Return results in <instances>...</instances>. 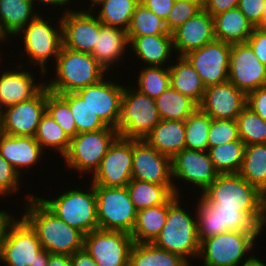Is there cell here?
<instances>
[{"label": "cell", "instance_id": "25", "mask_svg": "<svg viewBox=\"0 0 266 266\" xmlns=\"http://www.w3.org/2000/svg\"><path fill=\"white\" fill-rule=\"evenodd\" d=\"M90 54L109 73H119V71H117L119 67L122 65L128 67L125 63L127 59H129L127 31L118 27L102 25L100 33L97 34L96 44Z\"/></svg>", "mask_w": 266, "mask_h": 266}, {"label": "cell", "instance_id": "39", "mask_svg": "<svg viewBox=\"0 0 266 266\" xmlns=\"http://www.w3.org/2000/svg\"><path fill=\"white\" fill-rule=\"evenodd\" d=\"M245 144L241 139L208 148L207 152L218 174L239 173Z\"/></svg>", "mask_w": 266, "mask_h": 266}, {"label": "cell", "instance_id": "42", "mask_svg": "<svg viewBox=\"0 0 266 266\" xmlns=\"http://www.w3.org/2000/svg\"><path fill=\"white\" fill-rule=\"evenodd\" d=\"M171 34L167 31L165 22L151 10L139 3L132 15L127 30V36H145Z\"/></svg>", "mask_w": 266, "mask_h": 266}, {"label": "cell", "instance_id": "32", "mask_svg": "<svg viewBox=\"0 0 266 266\" xmlns=\"http://www.w3.org/2000/svg\"><path fill=\"white\" fill-rule=\"evenodd\" d=\"M168 213V201L137 211L134 229L131 232L134 243H152L165 226Z\"/></svg>", "mask_w": 266, "mask_h": 266}, {"label": "cell", "instance_id": "54", "mask_svg": "<svg viewBox=\"0 0 266 266\" xmlns=\"http://www.w3.org/2000/svg\"><path fill=\"white\" fill-rule=\"evenodd\" d=\"M140 3L165 21L173 8L174 0H140Z\"/></svg>", "mask_w": 266, "mask_h": 266}, {"label": "cell", "instance_id": "50", "mask_svg": "<svg viewBox=\"0 0 266 266\" xmlns=\"http://www.w3.org/2000/svg\"><path fill=\"white\" fill-rule=\"evenodd\" d=\"M265 0H239L238 8L254 27L263 26V7Z\"/></svg>", "mask_w": 266, "mask_h": 266}, {"label": "cell", "instance_id": "66", "mask_svg": "<svg viewBox=\"0 0 266 266\" xmlns=\"http://www.w3.org/2000/svg\"><path fill=\"white\" fill-rule=\"evenodd\" d=\"M262 27L266 30V22L264 23V25Z\"/></svg>", "mask_w": 266, "mask_h": 266}, {"label": "cell", "instance_id": "40", "mask_svg": "<svg viewBox=\"0 0 266 266\" xmlns=\"http://www.w3.org/2000/svg\"><path fill=\"white\" fill-rule=\"evenodd\" d=\"M58 95L69 105L77 128V134L107 127L77 92Z\"/></svg>", "mask_w": 266, "mask_h": 266}, {"label": "cell", "instance_id": "11", "mask_svg": "<svg viewBox=\"0 0 266 266\" xmlns=\"http://www.w3.org/2000/svg\"><path fill=\"white\" fill-rule=\"evenodd\" d=\"M171 166L174 194L186 195L187 198L190 196V194L187 195L189 190L190 193L194 191L195 195H200L218 175L207 151L184 148L171 158Z\"/></svg>", "mask_w": 266, "mask_h": 266}, {"label": "cell", "instance_id": "59", "mask_svg": "<svg viewBox=\"0 0 266 266\" xmlns=\"http://www.w3.org/2000/svg\"><path fill=\"white\" fill-rule=\"evenodd\" d=\"M264 261H266V259L259 258L258 255L256 256L254 254L250 259L241 263L239 266H266Z\"/></svg>", "mask_w": 266, "mask_h": 266}, {"label": "cell", "instance_id": "61", "mask_svg": "<svg viewBox=\"0 0 266 266\" xmlns=\"http://www.w3.org/2000/svg\"><path fill=\"white\" fill-rule=\"evenodd\" d=\"M4 126V108L0 105V134L3 133Z\"/></svg>", "mask_w": 266, "mask_h": 266}, {"label": "cell", "instance_id": "1", "mask_svg": "<svg viewBox=\"0 0 266 266\" xmlns=\"http://www.w3.org/2000/svg\"><path fill=\"white\" fill-rule=\"evenodd\" d=\"M46 14L39 13L12 37L13 41L18 43L17 46L22 44L21 48L18 47L20 50L16 51L14 48V52L18 53L15 58L16 60L19 58L17 63L41 70L44 74L51 69V65H54L63 45L61 15L57 16L56 12L52 13L53 15ZM22 58L23 61L25 58L24 62Z\"/></svg>", "mask_w": 266, "mask_h": 266}, {"label": "cell", "instance_id": "27", "mask_svg": "<svg viewBox=\"0 0 266 266\" xmlns=\"http://www.w3.org/2000/svg\"><path fill=\"white\" fill-rule=\"evenodd\" d=\"M144 140L160 154L173 158L185 148V121L162 119Z\"/></svg>", "mask_w": 266, "mask_h": 266}, {"label": "cell", "instance_id": "34", "mask_svg": "<svg viewBox=\"0 0 266 266\" xmlns=\"http://www.w3.org/2000/svg\"><path fill=\"white\" fill-rule=\"evenodd\" d=\"M126 187L137 210L165 204L174 195L173 185H158L132 179Z\"/></svg>", "mask_w": 266, "mask_h": 266}, {"label": "cell", "instance_id": "20", "mask_svg": "<svg viewBox=\"0 0 266 266\" xmlns=\"http://www.w3.org/2000/svg\"><path fill=\"white\" fill-rule=\"evenodd\" d=\"M48 154L49 152L42 149L35 137L0 134V155L14 167L23 179H26L24 175L27 172L28 176L32 175L34 166L36 168L39 164L43 165V167H37L40 172L44 168V160L46 162L50 160Z\"/></svg>", "mask_w": 266, "mask_h": 266}, {"label": "cell", "instance_id": "12", "mask_svg": "<svg viewBox=\"0 0 266 266\" xmlns=\"http://www.w3.org/2000/svg\"><path fill=\"white\" fill-rule=\"evenodd\" d=\"M99 229L130 233L134 229L137 209L127 187L94 186Z\"/></svg>", "mask_w": 266, "mask_h": 266}, {"label": "cell", "instance_id": "16", "mask_svg": "<svg viewBox=\"0 0 266 266\" xmlns=\"http://www.w3.org/2000/svg\"><path fill=\"white\" fill-rule=\"evenodd\" d=\"M132 161L133 140L118 137L88 179L94 186L126 187L132 180Z\"/></svg>", "mask_w": 266, "mask_h": 266}, {"label": "cell", "instance_id": "37", "mask_svg": "<svg viewBox=\"0 0 266 266\" xmlns=\"http://www.w3.org/2000/svg\"><path fill=\"white\" fill-rule=\"evenodd\" d=\"M155 104L161 119L164 120L185 121L199 108L194 100L171 86L155 99Z\"/></svg>", "mask_w": 266, "mask_h": 266}, {"label": "cell", "instance_id": "3", "mask_svg": "<svg viewBox=\"0 0 266 266\" xmlns=\"http://www.w3.org/2000/svg\"><path fill=\"white\" fill-rule=\"evenodd\" d=\"M217 210L244 213L257 227H266V195L236 174H218L200 194Z\"/></svg>", "mask_w": 266, "mask_h": 266}, {"label": "cell", "instance_id": "23", "mask_svg": "<svg viewBox=\"0 0 266 266\" xmlns=\"http://www.w3.org/2000/svg\"><path fill=\"white\" fill-rule=\"evenodd\" d=\"M246 104L247 95L228 80L206 87L199 109L211 119L236 120Z\"/></svg>", "mask_w": 266, "mask_h": 266}, {"label": "cell", "instance_id": "17", "mask_svg": "<svg viewBox=\"0 0 266 266\" xmlns=\"http://www.w3.org/2000/svg\"><path fill=\"white\" fill-rule=\"evenodd\" d=\"M6 65L10 68L3 66L0 71V105L3 108L31 99L45 86V74L41 70L15 62Z\"/></svg>", "mask_w": 266, "mask_h": 266}, {"label": "cell", "instance_id": "31", "mask_svg": "<svg viewBox=\"0 0 266 266\" xmlns=\"http://www.w3.org/2000/svg\"><path fill=\"white\" fill-rule=\"evenodd\" d=\"M140 0H94L87 7L103 25L128 30Z\"/></svg>", "mask_w": 266, "mask_h": 266}, {"label": "cell", "instance_id": "9", "mask_svg": "<svg viewBox=\"0 0 266 266\" xmlns=\"http://www.w3.org/2000/svg\"><path fill=\"white\" fill-rule=\"evenodd\" d=\"M125 81L127 80H124L117 131L121 138L142 140L162 119L155 99L146 96L134 88L130 82L125 83Z\"/></svg>", "mask_w": 266, "mask_h": 266}, {"label": "cell", "instance_id": "51", "mask_svg": "<svg viewBox=\"0 0 266 266\" xmlns=\"http://www.w3.org/2000/svg\"><path fill=\"white\" fill-rule=\"evenodd\" d=\"M258 60L266 66V30L261 27H255L253 33L247 40Z\"/></svg>", "mask_w": 266, "mask_h": 266}, {"label": "cell", "instance_id": "5", "mask_svg": "<svg viewBox=\"0 0 266 266\" xmlns=\"http://www.w3.org/2000/svg\"><path fill=\"white\" fill-rule=\"evenodd\" d=\"M87 181L84 183L81 182L80 179L78 180V182H80L79 185H82L81 188L78 184L76 186L70 184L67 186L69 188H60L61 190L55 189L56 191L59 190L57 192L60 193L57 194L56 192V194H53V197L52 192L51 195L47 193V195L42 194L40 196L39 192L37 193L36 190H34L38 199L53 214L67 225L81 231L84 235L93 230L99 229L97 219V199L94 185L89 180Z\"/></svg>", "mask_w": 266, "mask_h": 266}, {"label": "cell", "instance_id": "43", "mask_svg": "<svg viewBox=\"0 0 266 266\" xmlns=\"http://www.w3.org/2000/svg\"><path fill=\"white\" fill-rule=\"evenodd\" d=\"M239 137L246 145L266 143V121L246 106L236 119Z\"/></svg>", "mask_w": 266, "mask_h": 266}, {"label": "cell", "instance_id": "62", "mask_svg": "<svg viewBox=\"0 0 266 266\" xmlns=\"http://www.w3.org/2000/svg\"><path fill=\"white\" fill-rule=\"evenodd\" d=\"M47 265H48V261H37L31 266H47Z\"/></svg>", "mask_w": 266, "mask_h": 266}, {"label": "cell", "instance_id": "10", "mask_svg": "<svg viewBox=\"0 0 266 266\" xmlns=\"http://www.w3.org/2000/svg\"><path fill=\"white\" fill-rule=\"evenodd\" d=\"M16 213L0 246V263L3 266H31L37 261H49V253L42 248L36 231L20 214L18 216V211Z\"/></svg>", "mask_w": 266, "mask_h": 266}, {"label": "cell", "instance_id": "8", "mask_svg": "<svg viewBox=\"0 0 266 266\" xmlns=\"http://www.w3.org/2000/svg\"><path fill=\"white\" fill-rule=\"evenodd\" d=\"M118 137L117 129L108 126L101 130L78 133L71 138L69 150L62 157L64 162L59 161V164H65L62 167H65L66 172H77L80 180L90 178Z\"/></svg>", "mask_w": 266, "mask_h": 266}, {"label": "cell", "instance_id": "44", "mask_svg": "<svg viewBox=\"0 0 266 266\" xmlns=\"http://www.w3.org/2000/svg\"><path fill=\"white\" fill-rule=\"evenodd\" d=\"M195 203L199 242L221 234L220 212H217L216 207L206 202L200 195H195Z\"/></svg>", "mask_w": 266, "mask_h": 266}, {"label": "cell", "instance_id": "64", "mask_svg": "<svg viewBox=\"0 0 266 266\" xmlns=\"http://www.w3.org/2000/svg\"><path fill=\"white\" fill-rule=\"evenodd\" d=\"M80 1H83L85 4L87 3V5L90 3H92L94 0H87L88 2H86L85 0H80Z\"/></svg>", "mask_w": 266, "mask_h": 266}, {"label": "cell", "instance_id": "49", "mask_svg": "<svg viewBox=\"0 0 266 266\" xmlns=\"http://www.w3.org/2000/svg\"><path fill=\"white\" fill-rule=\"evenodd\" d=\"M220 212L221 233L236 231H264L266 227H257L244 213L236 210H217Z\"/></svg>", "mask_w": 266, "mask_h": 266}, {"label": "cell", "instance_id": "29", "mask_svg": "<svg viewBox=\"0 0 266 266\" xmlns=\"http://www.w3.org/2000/svg\"><path fill=\"white\" fill-rule=\"evenodd\" d=\"M169 74L172 88L188 96L198 105L201 103L206 87L197 71L185 57L177 56L173 60L169 65Z\"/></svg>", "mask_w": 266, "mask_h": 266}, {"label": "cell", "instance_id": "21", "mask_svg": "<svg viewBox=\"0 0 266 266\" xmlns=\"http://www.w3.org/2000/svg\"><path fill=\"white\" fill-rule=\"evenodd\" d=\"M132 179L173 185L171 158L160 154L144 139L133 140Z\"/></svg>", "mask_w": 266, "mask_h": 266}, {"label": "cell", "instance_id": "53", "mask_svg": "<svg viewBox=\"0 0 266 266\" xmlns=\"http://www.w3.org/2000/svg\"><path fill=\"white\" fill-rule=\"evenodd\" d=\"M239 0H203V9L212 17L229 9L238 7Z\"/></svg>", "mask_w": 266, "mask_h": 266}, {"label": "cell", "instance_id": "46", "mask_svg": "<svg viewBox=\"0 0 266 266\" xmlns=\"http://www.w3.org/2000/svg\"><path fill=\"white\" fill-rule=\"evenodd\" d=\"M20 174L14 169V167L8 163L4 157L0 155V199L8 201V197H15L16 194H21L23 188L22 185L25 181ZM22 188V189H21ZM19 192V193H18ZM13 195V196H12ZM15 195V196H14ZM6 197V199L4 198Z\"/></svg>", "mask_w": 266, "mask_h": 266}, {"label": "cell", "instance_id": "55", "mask_svg": "<svg viewBox=\"0 0 266 266\" xmlns=\"http://www.w3.org/2000/svg\"><path fill=\"white\" fill-rule=\"evenodd\" d=\"M32 1H33L35 8L40 13H52V10H53V12H55V10H56L57 13H58V11L60 12L58 14L62 15L63 13H65L66 11H68L72 7L71 6L72 4H70L67 0H32ZM41 7H42V9H41ZM46 7H48V8H46ZM45 8L47 10H44ZM50 8H51V11L49 12Z\"/></svg>", "mask_w": 266, "mask_h": 266}, {"label": "cell", "instance_id": "14", "mask_svg": "<svg viewBox=\"0 0 266 266\" xmlns=\"http://www.w3.org/2000/svg\"><path fill=\"white\" fill-rule=\"evenodd\" d=\"M133 244L130 233L97 229L84 235L83 249L98 266H128Z\"/></svg>", "mask_w": 266, "mask_h": 266}, {"label": "cell", "instance_id": "24", "mask_svg": "<svg viewBox=\"0 0 266 266\" xmlns=\"http://www.w3.org/2000/svg\"><path fill=\"white\" fill-rule=\"evenodd\" d=\"M128 40L129 60L132 62L128 68L138 63L139 66L169 67L177 57L174 51L172 34L128 36Z\"/></svg>", "mask_w": 266, "mask_h": 266}, {"label": "cell", "instance_id": "19", "mask_svg": "<svg viewBox=\"0 0 266 266\" xmlns=\"http://www.w3.org/2000/svg\"><path fill=\"white\" fill-rule=\"evenodd\" d=\"M228 80L246 95L266 86V66L247 42L231 44Z\"/></svg>", "mask_w": 266, "mask_h": 266}, {"label": "cell", "instance_id": "36", "mask_svg": "<svg viewBox=\"0 0 266 266\" xmlns=\"http://www.w3.org/2000/svg\"><path fill=\"white\" fill-rule=\"evenodd\" d=\"M238 174L266 195V143L245 146Z\"/></svg>", "mask_w": 266, "mask_h": 266}, {"label": "cell", "instance_id": "57", "mask_svg": "<svg viewBox=\"0 0 266 266\" xmlns=\"http://www.w3.org/2000/svg\"><path fill=\"white\" fill-rule=\"evenodd\" d=\"M1 206H5V204L4 205L0 204V246H1L2 240L4 238L7 226L14 219V217L17 215L15 213V210L16 211L18 210V208H17V209H14L13 212H10L9 207H7L8 210H6L4 207L2 208Z\"/></svg>", "mask_w": 266, "mask_h": 266}, {"label": "cell", "instance_id": "63", "mask_svg": "<svg viewBox=\"0 0 266 266\" xmlns=\"http://www.w3.org/2000/svg\"><path fill=\"white\" fill-rule=\"evenodd\" d=\"M266 22V0L264 2V7H263V25Z\"/></svg>", "mask_w": 266, "mask_h": 266}, {"label": "cell", "instance_id": "47", "mask_svg": "<svg viewBox=\"0 0 266 266\" xmlns=\"http://www.w3.org/2000/svg\"><path fill=\"white\" fill-rule=\"evenodd\" d=\"M203 0H182L174 2L173 8L164 21L166 29L172 33L188 19L203 9Z\"/></svg>", "mask_w": 266, "mask_h": 266}, {"label": "cell", "instance_id": "26", "mask_svg": "<svg viewBox=\"0 0 266 266\" xmlns=\"http://www.w3.org/2000/svg\"><path fill=\"white\" fill-rule=\"evenodd\" d=\"M171 34L176 56L184 57L215 40L214 18L202 9Z\"/></svg>", "mask_w": 266, "mask_h": 266}, {"label": "cell", "instance_id": "65", "mask_svg": "<svg viewBox=\"0 0 266 266\" xmlns=\"http://www.w3.org/2000/svg\"><path fill=\"white\" fill-rule=\"evenodd\" d=\"M70 4L72 3V6H74L75 5V0H67ZM72 1H74V2H72ZM77 2H78V0H77Z\"/></svg>", "mask_w": 266, "mask_h": 266}, {"label": "cell", "instance_id": "60", "mask_svg": "<svg viewBox=\"0 0 266 266\" xmlns=\"http://www.w3.org/2000/svg\"><path fill=\"white\" fill-rule=\"evenodd\" d=\"M11 41V42H10ZM8 42V43H7ZM3 43H4V45H9V44H14V42H13V39H12V37H10V36H7V35H1L0 34V47L2 48V46H3ZM7 43V44H6ZM3 51V52H2ZM1 51V49H0V62L2 61V63L5 61L4 59L5 58H7V56L6 57H4L3 55V53H4V50H2ZM4 58V59H3ZM1 59H3V60H1ZM2 63H0V66L2 67Z\"/></svg>", "mask_w": 266, "mask_h": 266}, {"label": "cell", "instance_id": "58", "mask_svg": "<svg viewBox=\"0 0 266 266\" xmlns=\"http://www.w3.org/2000/svg\"><path fill=\"white\" fill-rule=\"evenodd\" d=\"M47 266H71L70 256L49 254V261Z\"/></svg>", "mask_w": 266, "mask_h": 266}, {"label": "cell", "instance_id": "56", "mask_svg": "<svg viewBox=\"0 0 266 266\" xmlns=\"http://www.w3.org/2000/svg\"><path fill=\"white\" fill-rule=\"evenodd\" d=\"M71 266H98L93 258L84 250L81 249L70 255Z\"/></svg>", "mask_w": 266, "mask_h": 266}, {"label": "cell", "instance_id": "15", "mask_svg": "<svg viewBox=\"0 0 266 266\" xmlns=\"http://www.w3.org/2000/svg\"><path fill=\"white\" fill-rule=\"evenodd\" d=\"M61 22L64 47L77 52L93 51L103 24L87 5L81 2L77 7H71L61 15Z\"/></svg>", "mask_w": 266, "mask_h": 266}, {"label": "cell", "instance_id": "48", "mask_svg": "<svg viewBox=\"0 0 266 266\" xmlns=\"http://www.w3.org/2000/svg\"><path fill=\"white\" fill-rule=\"evenodd\" d=\"M239 139L236 120L211 119L208 133V148Z\"/></svg>", "mask_w": 266, "mask_h": 266}, {"label": "cell", "instance_id": "22", "mask_svg": "<svg viewBox=\"0 0 266 266\" xmlns=\"http://www.w3.org/2000/svg\"><path fill=\"white\" fill-rule=\"evenodd\" d=\"M46 112V86L34 97L4 108L3 133L34 137Z\"/></svg>", "mask_w": 266, "mask_h": 266}, {"label": "cell", "instance_id": "38", "mask_svg": "<svg viewBox=\"0 0 266 266\" xmlns=\"http://www.w3.org/2000/svg\"><path fill=\"white\" fill-rule=\"evenodd\" d=\"M34 137L45 152L49 151L51 155L54 152L55 156L60 154L59 159H62L70 147L71 139L47 112L42 115Z\"/></svg>", "mask_w": 266, "mask_h": 266}, {"label": "cell", "instance_id": "33", "mask_svg": "<svg viewBox=\"0 0 266 266\" xmlns=\"http://www.w3.org/2000/svg\"><path fill=\"white\" fill-rule=\"evenodd\" d=\"M140 67V68H139ZM137 71L128 72L129 74L124 75V79L131 83V85L136 88L141 93L149 96L152 99L159 97L166 89H168L170 84V74L169 67L161 66H139ZM136 72L133 76L135 78L129 79L130 73ZM128 76V77H125ZM136 83V84H135Z\"/></svg>", "mask_w": 266, "mask_h": 266}, {"label": "cell", "instance_id": "35", "mask_svg": "<svg viewBox=\"0 0 266 266\" xmlns=\"http://www.w3.org/2000/svg\"><path fill=\"white\" fill-rule=\"evenodd\" d=\"M128 266H191L180 255L160 249L152 243H134Z\"/></svg>", "mask_w": 266, "mask_h": 266}, {"label": "cell", "instance_id": "52", "mask_svg": "<svg viewBox=\"0 0 266 266\" xmlns=\"http://www.w3.org/2000/svg\"><path fill=\"white\" fill-rule=\"evenodd\" d=\"M246 106L266 121V86L260 87L247 94Z\"/></svg>", "mask_w": 266, "mask_h": 266}, {"label": "cell", "instance_id": "18", "mask_svg": "<svg viewBox=\"0 0 266 266\" xmlns=\"http://www.w3.org/2000/svg\"><path fill=\"white\" fill-rule=\"evenodd\" d=\"M231 44L214 40L184 57L197 71L205 87L220 84L229 79Z\"/></svg>", "mask_w": 266, "mask_h": 266}, {"label": "cell", "instance_id": "7", "mask_svg": "<svg viewBox=\"0 0 266 266\" xmlns=\"http://www.w3.org/2000/svg\"><path fill=\"white\" fill-rule=\"evenodd\" d=\"M263 231L230 230L200 242L197 260L201 266H239L257 255ZM256 250V251H254ZM253 253V254H252Z\"/></svg>", "mask_w": 266, "mask_h": 266}, {"label": "cell", "instance_id": "6", "mask_svg": "<svg viewBox=\"0 0 266 266\" xmlns=\"http://www.w3.org/2000/svg\"><path fill=\"white\" fill-rule=\"evenodd\" d=\"M51 68L53 71L45 74V86L55 94L77 92L109 73L90 53L73 51L63 45Z\"/></svg>", "mask_w": 266, "mask_h": 266}, {"label": "cell", "instance_id": "45", "mask_svg": "<svg viewBox=\"0 0 266 266\" xmlns=\"http://www.w3.org/2000/svg\"><path fill=\"white\" fill-rule=\"evenodd\" d=\"M46 112L62 127L71 139L77 134V128L69 105L58 95L46 88Z\"/></svg>", "mask_w": 266, "mask_h": 266}, {"label": "cell", "instance_id": "30", "mask_svg": "<svg viewBox=\"0 0 266 266\" xmlns=\"http://www.w3.org/2000/svg\"><path fill=\"white\" fill-rule=\"evenodd\" d=\"M39 13L32 0H0V34L13 37Z\"/></svg>", "mask_w": 266, "mask_h": 266}, {"label": "cell", "instance_id": "13", "mask_svg": "<svg viewBox=\"0 0 266 266\" xmlns=\"http://www.w3.org/2000/svg\"><path fill=\"white\" fill-rule=\"evenodd\" d=\"M117 74L110 72L101 81L77 91L101 121L114 129H117L120 120L124 91V81Z\"/></svg>", "mask_w": 266, "mask_h": 266}, {"label": "cell", "instance_id": "2", "mask_svg": "<svg viewBox=\"0 0 266 266\" xmlns=\"http://www.w3.org/2000/svg\"><path fill=\"white\" fill-rule=\"evenodd\" d=\"M24 191V200L20 214L36 231L42 248L49 254L72 255L83 249L84 234L78 229L67 225L53 214L34 194ZM26 197V198H25Z\"/></svg>", "mask_w": 266, "mask_h": 266}, {"label": "cell", "instance_id": "41", "mask_svg": "<svg viewBox=\"0 0 266 266\" xmlns=\"http://www.w3.org/2000/svg\"><path fill=\"white\" fill-rule=\"evenodd\" d=\"M211 117L199 108L185 120V148L208 150V133Z\"/></svg>", "mask_w": 266, "mask_h": 266}, {"label": "cell", "instance_id": "28", "mask_svg": "<svg viewBox=\"0 0 266 266\" xmlns=\"http://www.w3.org/2000/svg\"><path fill=\"white\" fill-rule=\"evenodd\" d=\"M215 40L229 44L245 43L253 33V24L236 7L214 17Z\"/></svg>", "mask_w": 266, "mask_h": 266}, {"label": "cell", "instance_id": "4", "mask_svg": "<svg viewBox=\"0 0 266 266\" xmlns=\"http://www.w3.org/2000/svg\"><path fill=\"white\" fill-rule=\"evenodd\" d=\"M185 198L186 196L183 197L174 194L168 200V213L165 226L152 244L160 249L180 255L193 266L198 262L197 258L200 250V242L197 234V217L194 206L195 195L192 197L194 199H191L189 202L184 200ZM191 202L193 204L192 206L190 204Z\"/></svg>", "mask_w": 266, "mask_h": 266}]
</instances>
